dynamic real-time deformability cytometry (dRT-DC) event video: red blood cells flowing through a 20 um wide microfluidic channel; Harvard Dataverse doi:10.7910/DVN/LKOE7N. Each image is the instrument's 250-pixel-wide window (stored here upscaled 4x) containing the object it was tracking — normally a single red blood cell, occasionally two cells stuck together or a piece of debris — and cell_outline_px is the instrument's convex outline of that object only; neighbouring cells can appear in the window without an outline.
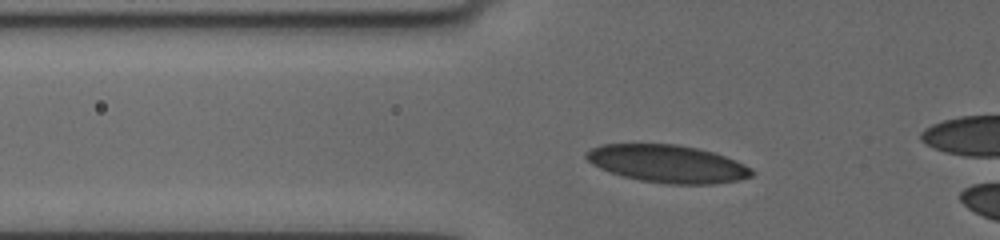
{"species": "human", "species_latin": "Homo sapiens", "temperature_condition": "cold", "stored_images_in_passage": 6, "camera_frame_rate_fps": 3000, "um_per_image_px": 0.085, "donor": {"sex": "female"}, "frame": {"image": 1, "passage_image": 4, "time_ms": 2.333, "image_size_px": [1000, 240], "cell_outline_px": [[756, 172], [752, 176], [740, 180], [712, 184], [668, 184], [640, 180], [624, 176], [600, 168], [592, 164], [584, 156], [584, 152], [600, 144], [676, 144], [696, 148], [712, 152], [724, 156], [744, 164], [752, 168]], "centroid_in_image_um": [56.75, 13.92], "position_along_channel_um": 69.1, "area_um2": 36.24}}